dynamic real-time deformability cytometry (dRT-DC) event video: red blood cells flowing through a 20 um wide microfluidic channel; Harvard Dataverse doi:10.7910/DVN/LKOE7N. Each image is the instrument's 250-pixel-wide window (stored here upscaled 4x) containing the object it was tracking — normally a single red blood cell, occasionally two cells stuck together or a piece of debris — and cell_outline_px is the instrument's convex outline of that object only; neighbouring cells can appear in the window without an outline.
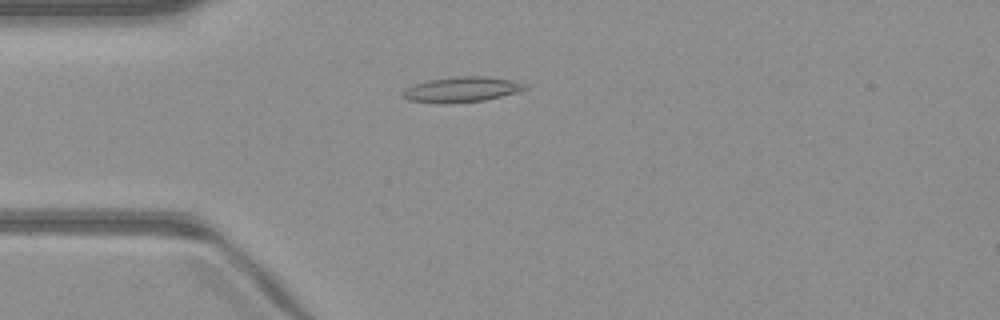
{"species": "common noctule bat (a hibernating species)", "species_latin": "Nyctalus noctula", "temperature_condition": "warm", "stored_images_in_passage": 48, "camera_frame_rate_fps": 3000, "um_per_image_px": 0.085, "animal": {"sex": "male", "body_mass_g": 23.1, "forearm_length_mm": 52.7}, "frame": {"image": 1, "passage_image": 11, "time_ms": 3.333, "image_size_px": [1000, 320], "cell_outline_px": [[528, 88], [516, 92], [484, 100], [444, 104], [408, 100], [404, 96], [404, 92], [408, 88], [416, 84], [432, 80], [456, 76], [484, 76], [508, 80], [528, 84]], "centroid_in_image_um": [39.28, 7.61], "position_along_channel_um": 45.7, "area_um2": 17.51}}
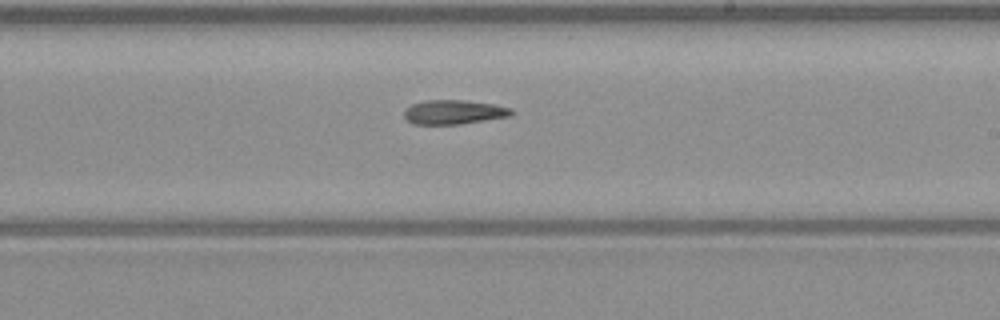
{"frame": {"image": 2, "passage_image": 27, "time_ms": 8.667, "image_size_px": [1000, 320], "cell_outline_px": [[512, 116], [460, 124], [412, 124], [404, 116], [404, 112], [412, 104], [428, 100], [464, 100], [492, 104], [512, 108]], "centroid_in_image_um": [38.59, 9.53], "position_along_channel_um": 250.4, "area_um2": 15.03}}
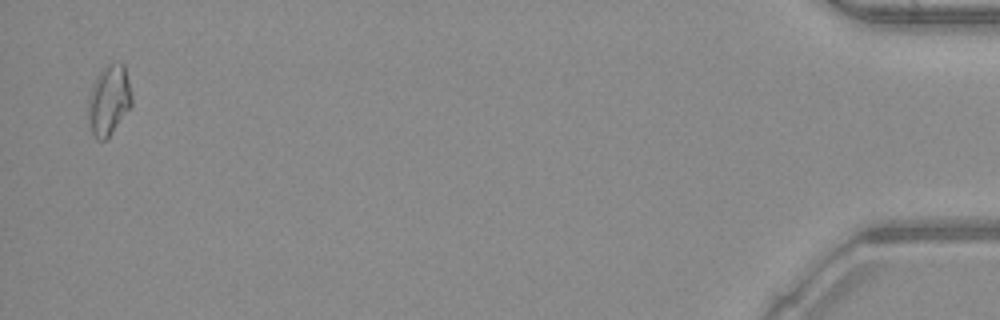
{"frame": {"image": 3, "passage_image": 47, "time_ms": 15.333, "image_size_px": [1000, 320], "cell_outline_px": [[132, 104], [108, 136], [104, 140], [96, 140], [92, 136], [88, 112], [88, 96], [92, 84], [96, 76], [108, 64], [124, 64], [132, 96]], "centroid_in_image_um": [9.23, 8.52], "position_along_channel_um": 426.0, "area_um2": 17.46}}